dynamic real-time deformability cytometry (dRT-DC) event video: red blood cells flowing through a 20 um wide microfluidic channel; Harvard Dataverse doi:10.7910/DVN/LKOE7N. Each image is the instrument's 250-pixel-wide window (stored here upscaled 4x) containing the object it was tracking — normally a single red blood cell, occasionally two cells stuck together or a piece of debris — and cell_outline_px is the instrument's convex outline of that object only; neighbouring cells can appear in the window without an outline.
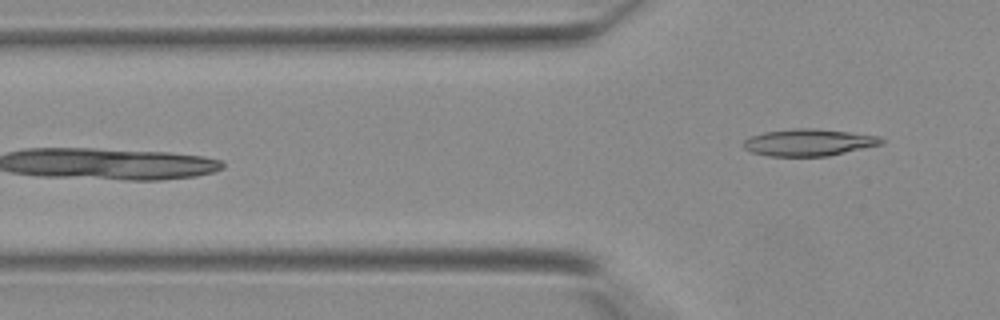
{"species": "Egyptian fruit bat (a non-hibernating species)", "species_latin": "Rousettus aegyptiacus", "temperature_condition": "warm", "stored_images_in_passage": 13, "camera_frame_rate_fps": 3000, "um_per_image_px": 0.085, "animal": {"sex": "female"}, "frame": {"image": 1, "passage_image": 13, "time_ms": 4.0, "image_size_px": [1000, 320], "cell_outline_px": [[884, 144], [828, 156], [768, 156], [752, 152], [744, 148], [740, 144], [744, 140], [752, 136], [764, 132], [792, 128], [816, 128], [848, 132], [876, 136], [884, 140]], "centroid_in_image_um": [68.71, 12.11], "position_along_channel_um": 57.1, "area_um2": 21.68}}